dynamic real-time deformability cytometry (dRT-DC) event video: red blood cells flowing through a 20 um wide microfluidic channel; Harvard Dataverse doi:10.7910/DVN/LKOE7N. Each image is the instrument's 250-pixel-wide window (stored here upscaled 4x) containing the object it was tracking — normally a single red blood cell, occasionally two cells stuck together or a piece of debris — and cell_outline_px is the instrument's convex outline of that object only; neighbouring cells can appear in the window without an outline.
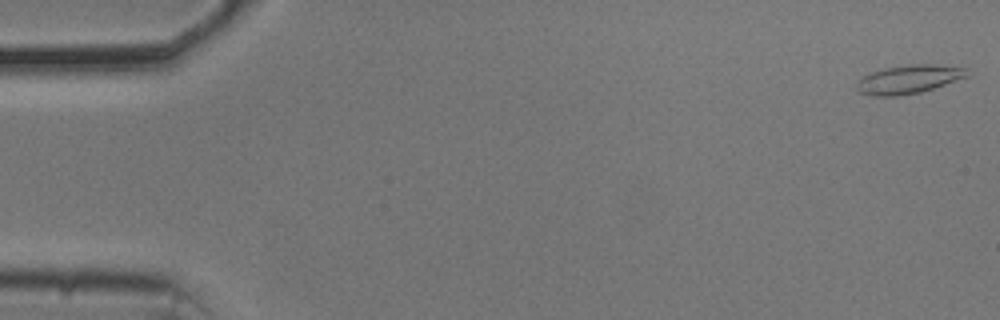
{"species": "common noctule bat (a hibernating species)", "species_latin": "Nyctalus noctula", "temperature_condition": "cold", "stored_images_in_passage": 55, "camera_frame_rate_fps": 3000, "um_per_image_px": 0.085, "animal": {"sex": "male", "body_mass_g": 20.5, "forearm_length_mm": 52.5}, "frame": {"image": 1, "passage_image": 1, "time_ms": 0.0, "image_size_px": [1000, 320], "cell_outline_px": [[968, 76], [920, 92], [896, 96], [872, 96], [860, 92], [856, 88], [856, 80], [868, 72], [884, 68], [908, 64], [936, 64], [968, 68]], "centroid_in_image_um": [77.18, 6.72], "position_along_channel_um": 7.8, "area_um2": 18.5}}
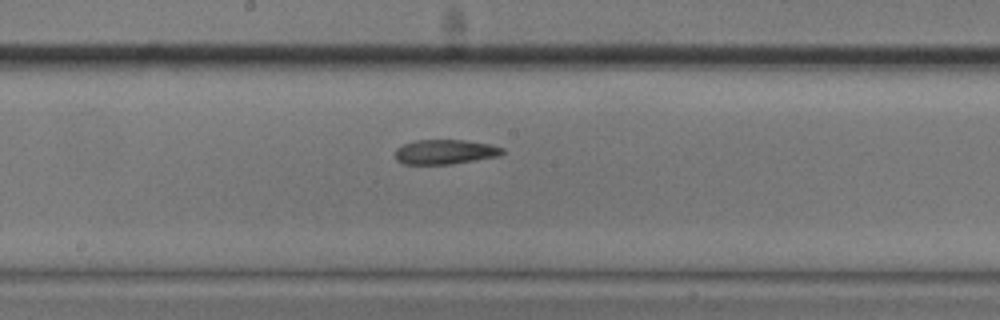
{"frame": {"image": 2, "passage_image": 29, "time_ms": 9.333, "image_size_px": [1000, 320], "cell_outline_px": [[504, 152], [500, 156], [452, 164], [404, 164], [396, 160], [396, 148], [404, 144], [416, 140], [464, 140], [488, 144], [504, 148]], "centroid_in_image_um": [37.84, 12.91], "position_along_channel_um": 210.4, "area_um2": 15.37}}
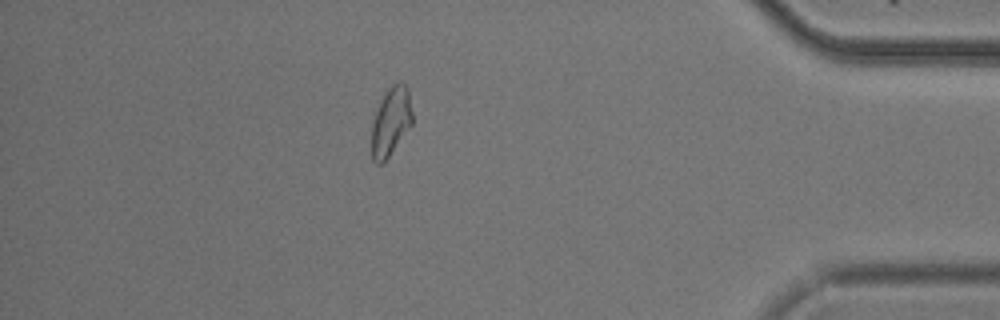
{"frame": {"image": 3, "passage_image": 48, "time_ms": 15.667, "image_size_px": [1000, 320], "cell_outline_px": [[412, 124], [384, 164], [376, 164], [372, 160], [372, 120], [380, 100], [384, 92], [392, 84], [400, 80], [408, 88], [412, 112]], "centroid_in_image_um": [33.21, 10.33], "position_along_channel_um": 402.0, "area_um2": 16.59}, "authors_computed_cell_mechanics": {"area_um2": 16.5308, "velocity_mm_per_s": 3.6687, "shape_relaxation_time_tau1_ms": 6.6119, "shape_relaxation_time_tau2_ms": 5.2975, "deformation_change_tau1": 0.2008, "deformation_change_tau2": 0.1375}}